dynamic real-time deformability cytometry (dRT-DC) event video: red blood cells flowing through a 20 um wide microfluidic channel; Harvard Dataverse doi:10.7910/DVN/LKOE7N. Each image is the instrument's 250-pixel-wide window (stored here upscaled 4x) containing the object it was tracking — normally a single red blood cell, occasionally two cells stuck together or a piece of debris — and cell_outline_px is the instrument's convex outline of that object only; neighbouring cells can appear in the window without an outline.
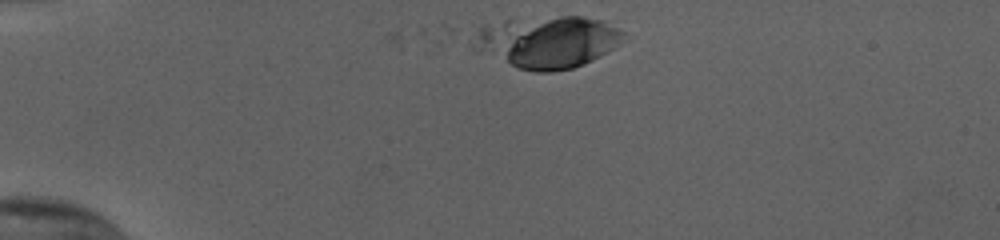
{"species": "human", "species_latin": "Homo sapiens", "temperature_condition": "cold", "stored_images_in_passage": 43, "camera_frame_rate_fps": 3000, "um_per_image_px": 0.085, "donor": {"sex": "female"}, "frame": {"image": 1, "passage_image": 1, "time_ms": 0.0, "image_size_px": [1000, 240], "cell_outline_px": [[632, 36], [608, 52], [584, 64], [572, 68], [552, 72], [536, 72], [520, 68], [480, 48], [480, 28], [484, 24], [504, 20], [560, 16], [584, 16], [604, 20]], "centroid_in_image_um": [46.79, 3.52], "position_along_channel_um": 38.2, "area_um2": 44.45}}
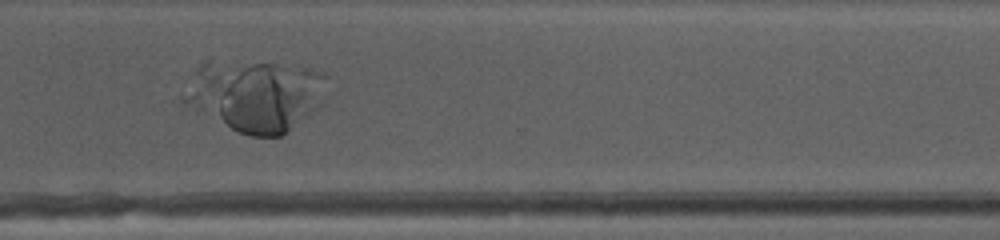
{"frame": {"image": 2, "passage_image": 30, "time_ms": 9.667, "image_size_px": [1000, 240], "cell_outline_px": [[316, 108], [280, 136], [252, 136], [240, 132], [232, 128], [212, 108], [196, 72], [200, 64], [204, 60], [208, 60], [272, 64], [288, 68], [316, 104]], "centroid_in_image_um": [21.68, 8.18], "position_along_channel_um": 348.9, "area_um2": 46.64}}
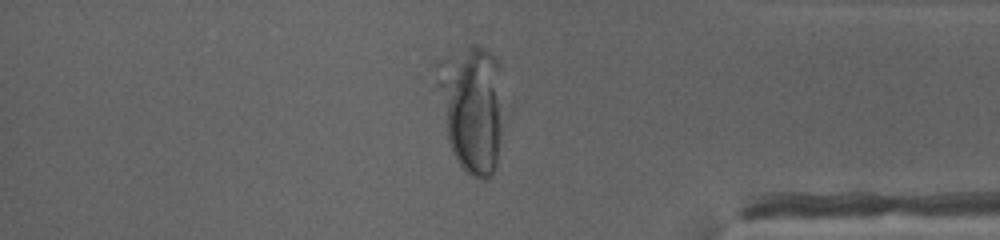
{"frame": {"image": 3, "passage_image": 35, "time_ms": 11.333, "image_size_px": [1000, 240], "cell_outline_px": [[500, 136], [496, 164], [488, 180], [480, 180], [472, 176], [456, 160], [448, 140], [436, 84], [436, 64], [440, 60], [468, 44], [476, 44], [496, 56], [500, 60]], "centroid_in_image_um": [40.08, 9.11], "position_along_channel_um": 395.1, "area_um2": 49.01}}